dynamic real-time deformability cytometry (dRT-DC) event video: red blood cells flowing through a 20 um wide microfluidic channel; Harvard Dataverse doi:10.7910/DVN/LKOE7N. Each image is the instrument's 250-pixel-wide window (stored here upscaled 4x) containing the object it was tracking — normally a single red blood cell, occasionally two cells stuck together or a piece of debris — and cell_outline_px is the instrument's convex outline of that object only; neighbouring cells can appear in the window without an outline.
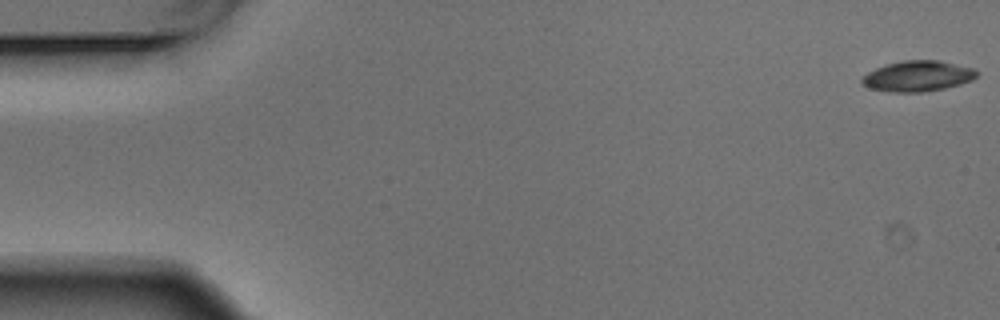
{"species": "Egyptian fruit bat (a non-hibernating species)", "species_latin": "Rousettus aegyptiacus", "temperature_condition": "warm", "stored_images_in_passage": 6, "segment_of_instrument_passage": [1, 2], "camera_frame_rate_fps": 3000, "um_per_image_px": 0.085, "animal": {"sex": "male"}, "frame": {"image": 1, "passage_image": 1, "time_ms": 0.0, "image_size_px": [1000, 320], "cell_outline_px": [[980, 72], [972, 80], [960, 84], [944, 88], [924, 92], [892, 92], [872, 88], [864, 84], [860, 80], [868, 72], [884, 64], [904, 60], [940, 60], [976, 68]], "centroid_in_image_um": [78.06, 6.45], "position_along_channel_um": 6.9, "area_um2": 20.58}}